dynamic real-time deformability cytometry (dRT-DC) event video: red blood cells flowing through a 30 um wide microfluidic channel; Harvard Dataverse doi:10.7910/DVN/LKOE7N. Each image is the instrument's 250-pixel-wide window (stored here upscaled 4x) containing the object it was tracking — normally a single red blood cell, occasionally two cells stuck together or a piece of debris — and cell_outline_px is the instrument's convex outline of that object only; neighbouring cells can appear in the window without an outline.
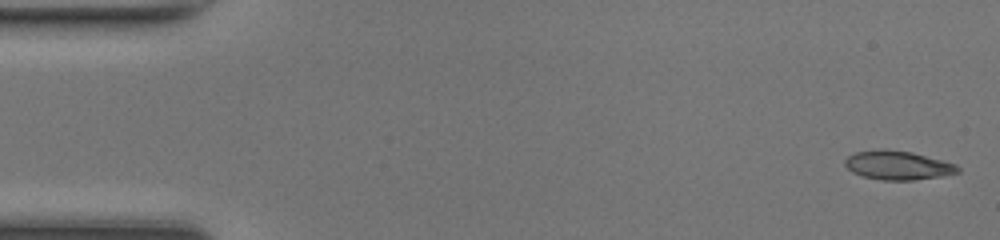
{"species": "common noctule bat (a hibernating species)", "species_latin": "Nyctalus noctula", "temperature_condition": "room temperature", "stored_images_in_passage": 48, "camera_frame_rate_fps": 3000, "um_per_image_px": 0.085, "animal": {"sex": "female", "body_mass_g": 17.0, "forearm_length_mm": 48.0}, "frame": {"image": 1, "passage_image": 1, "time_ms": 0.0, "image_size_px": [1000, 240], "cell_outline_px": [[960, 172], [940, 176], [912, 180], [880, 180], [860, 176], [852, 172], [844, 164], [844, 160], [848, 156], [856, 152], [884, 148], [912, 152], [956, 164], [960, 168]], "centroid_in_image_um": [76.28, 14.05], "position_along_channel_um": 8.7, "area_um2": 19.07}}
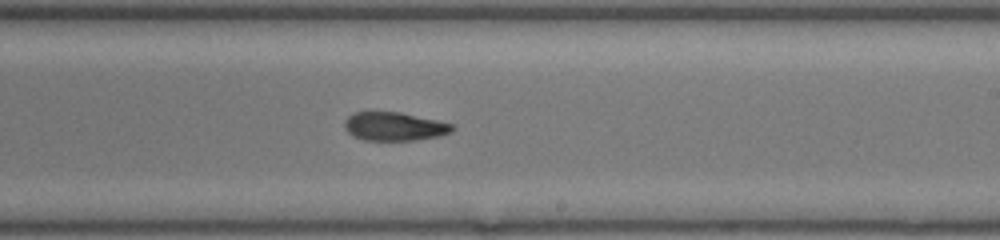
{"frame": {"image": 2, "passage_image": 28, "time_ms": 9.0, "image_size_px": [1000, 240], "cell_outline_px": [[456, 128], [452, 132], [436, 136], [412, 140], [364, 140], [352, 136], [344, 128], [344, 120], [348, 116], [356, 112], [400, 112], [436, 120], [452, 124]], "centroid_in_image_um": [33.49, 10.74], "position_along_channel_um": 255.5, "area_um2": 17.8}}
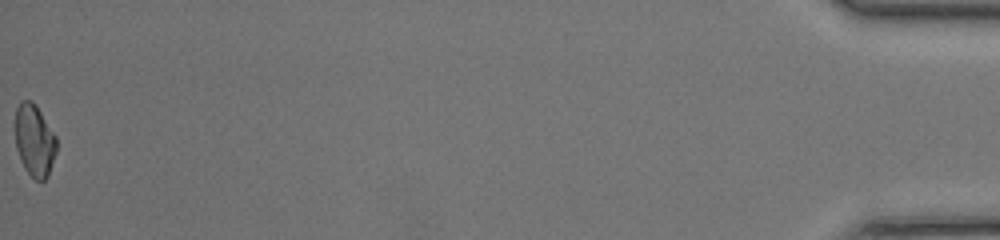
{"frame": {"image": 3, "passage_image": 48, "time_ms": 15.667, "image_size_px": [1000, 240], "cell_outline_px": [[56, 152], [48, 176], [44, 180], [36, 180], [24, 168], [20, 160], [16, 148], [16, 108], [20, 100], [32, 100], [36, 104], [56, 136]], "centroid_in_image_um": [2.93, 11.92], "position_along_channel_um": 432.3, "area_um2": 17.34}, "authors_computed_cell_mechanics": {"area_um2": 18.496, "velocity_mm_per_s": 4.304, "shape_relaxation_time_tau1_ms": null, "shape_relaxation_time_tau2_ms": 5.8994, "deformation_change_tau1": null, "deformation_change_tau2": 0.1388}}